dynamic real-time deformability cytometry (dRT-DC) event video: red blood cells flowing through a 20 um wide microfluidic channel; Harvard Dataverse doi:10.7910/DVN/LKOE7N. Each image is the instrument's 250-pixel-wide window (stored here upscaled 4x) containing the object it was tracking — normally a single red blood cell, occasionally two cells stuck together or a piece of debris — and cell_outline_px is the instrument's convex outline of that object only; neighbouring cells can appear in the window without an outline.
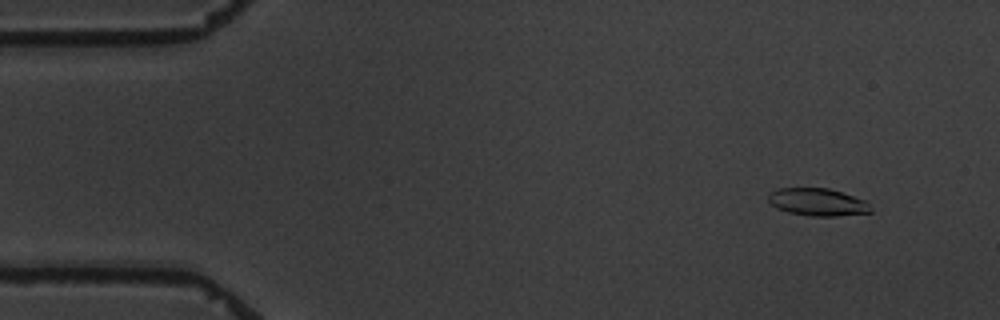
{"species": "common noctule bat (a hibernating species)", "species_latin": "Nyctalus noctula", "temperature_condition": "warm", "stored_images_in_passage": 15, "camera_frame_rate_fps": 3000, "um_per_image_px": 0.085, "animal": {"sex": "male", "body_mass_g": 19.5, "forearm_length_mm": 54.6}, "frame": {"image": 1, "passage_image": 2, "time_ms": 1.0, "image_size_px": [1000, 320], "cell_outline_px": [[872, 212], [836, 216], [808, 216], [788, 212], [776, 208], [768, 200], [768, 192], [780, 188], [828, 188], [864, 200], [872, 208]], "centroid_in_image_um": [69.46, 17.18], "position_along_channel_um": 15.5, "area_um2": 16.36}}
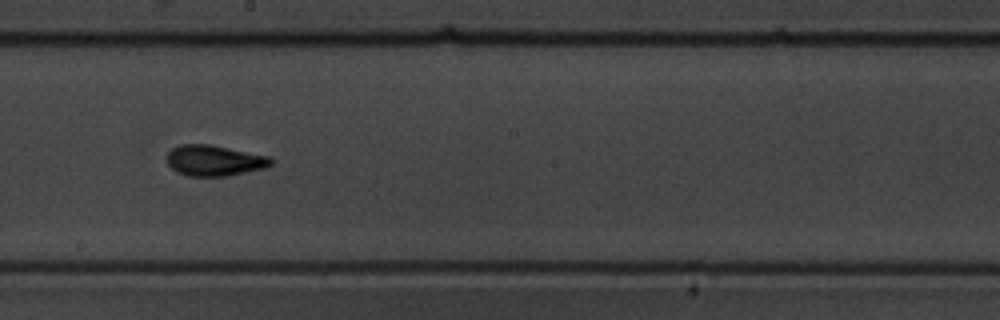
{"frame": {"image": 2, "passage_image": 9, "time_ms": 10.0, "image_size_px": [1000, 320], "cell_outline_px": [[272, 164], [264, 168], [228, 176], [188, 176], [176, 172], [168, 164], [168, 152], [172, 148], [180, 144], [208, 144], [268, 156], [272, 160]], "centroid_in_image_um": [18.19, 13.65], "position_along_channel_um": 230.0, "area_um2": 18.5}}
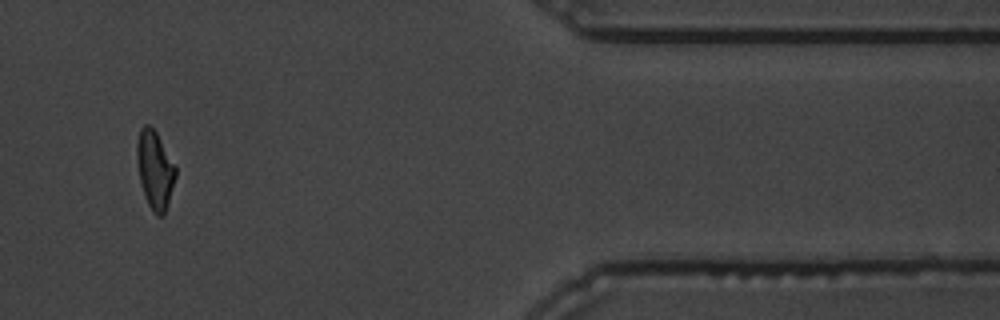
{"frame": {"image": 3, "passage_image": 13, "time_ms": 16.0, "image_size_px": [1000, 320], "cell_outline_px": [[176, 176], [168, 204], [164, 216], [156, 216], [148, 204], [140, 180], [136, 156], [136, 144], [140, 128], [144, 124], [148, 124], [156, 132], [176, 168]], "centroid_in_image_um": [13.16, 14.44], "position_along_channel_um": 398.2, "area_um2": 17.4}, "authors_computed_cell_mechanics": {"area_um2": 17.3978, "velocity_mm_per_s": 3.4551, "shape_relaxation_time_tau1_ms": 2.7947, "shape_relaxation_time_tau2_ms": 1.9359, "deformation_change_tau1": 0.1409, "deformation_change_tau2": 0.0581}}